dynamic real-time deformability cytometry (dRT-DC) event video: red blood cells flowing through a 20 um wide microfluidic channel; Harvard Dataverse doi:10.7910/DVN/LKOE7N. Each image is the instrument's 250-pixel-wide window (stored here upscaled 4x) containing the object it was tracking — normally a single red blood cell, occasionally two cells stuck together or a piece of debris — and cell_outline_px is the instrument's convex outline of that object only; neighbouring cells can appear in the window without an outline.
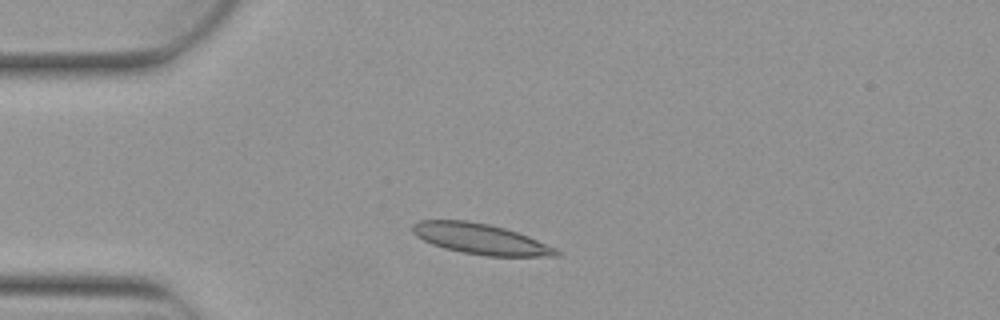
{"species": "Egyptian fruit bat (a non-hibernating species)", "species_latin": "Rousettus aegyptiacus", "temperature_condition": "warm", "stored_images_in_passage": 3, "camera_frame_rate_fps": 3000, "um_per_image_px": 0.085, "animal": {"sex": "female"}, "frame": {"image": 1, "passage_image": 1, "time_ms": 0.0, "image_size_px": [1000, 320], "cell_outline_px": [[560, 256], [484, 256], [444, 248], [432, 244], [416, 236], [412, 232], [412, 224], [420, 220], [468, 220], [488, 224], [504, 228], [528, 236], [556, 248], [560, 252]], "centroid_in_image_um": [40.83, 20.31], "position_along_channel_um": 44.2, "area_um2": 25.49}}
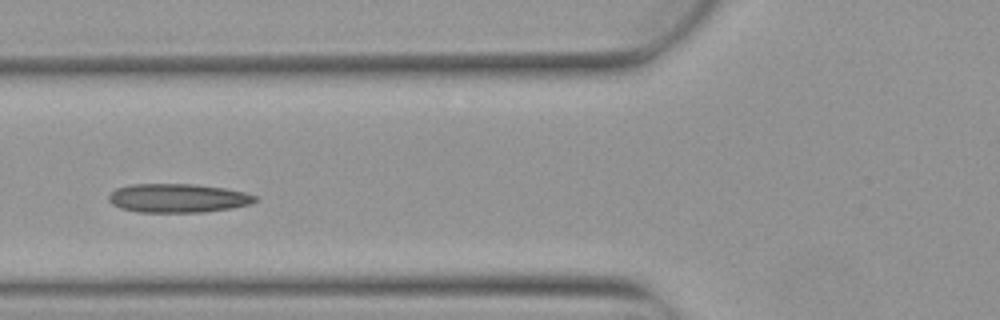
{"frame": {"image": 2, "passage_image": 3, "time_ms": 0.667, "image_size_px": [1000, 320], "cell_outline_px": [[256, 200], [252, 204], [232, 208], [204, 212], [136, 212], [120, 208], [112, 204], [108, 200], [108, 196], [116, 188], [128, 184], [196, 184], [224, 188], [244, 192], [256, 196]], "centroid_in_image_um": [15.1, 16.84], "position_along_channel_um": 110.7, "area_um2": 24.74}}